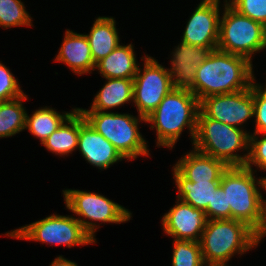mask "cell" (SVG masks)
<instances>
[{
	"instance_id": "cell-1",
	"label": "cell",
	"mask_w": 266,
	"mask_h": 266,
	"mask_svg": "<svg viewBox=\"0 0 266 266\" xmlns=\"http://www.w3.org/2000/svg\"><path fill=\"white\" fill-rule=\"evenodd\" d=\"M250 61L240 55L219 49L212 50L206 60L197 67L194 86L190 91L200 102L212 95L250 88L254 80Z\"/></svg>"
},
{
	"instance_id": "cell-2",
	"label": "cell",
	"mask_w": 266,
	"mask_h": 266,
	"mask_svg": "<svg viewBox=\"0 0 266 266\" xmlns=\"http://www.w3.org/2000/svg\"><path fill=\"white\" fill-rule=\"evenodd\" d=\"M198 110L199 100L189 89L173 88L146 121L155 124L158 145L173 147L184 126L190 127L194 140Z\"/></svg>"
},
{
	"instance_id": "cell-3",
	"label": "cell",
	"mask_w": 266,
	"mask_h": 266,
	"mask_svg": "<svg viewBox=\"0 0 266 266\" xmlns=\"http://www.w3.org/2000/svg\"><path fill=\"white\" fill-rule=\"evenodd\" d=\"M252 173L245 166H230L222 174L220 187L231 209V219L245 223L257 233L264 221L265 200L255 186Z\"/></svg>"
},
{
	"instance_id": "cell-4",
	"label": "cell",
	"mask_w": 266,
	"mask_h": 266,
	"mask_svg": "<svg viewBox=\"0 0 266 266\" xmlns=\"http://www.w3.org/2000/svg\"><path fill=\"white\" fill-rule=\"evenodd\" d=\"M201 236L203 260L209 265H225L235 251L242 253L256 246V233L234 219H208Z\"/></svg>"
},
{
	"instance_id": "cell-5",
	"label": "cell",
	"mask_w": 266,
	"mask_h": 266,
	"mask_svg": "<svg viewBox=\"0 0 266 266\" xmlns=\"http://www.w3.org/2000/svg\"><path fill=\"white\" fill-rule=\"evenodd\" d=\"M249 135L240 128L224 124L206 117L201 111L197 116V129L194 138L195 150L224 161L230 166H245L248 155L233 154L241 147H248Z\"/></svg>"
},
{
	"instance_id": "cell-6",
	"label": "cell",
	"mask_w": 266,
	"mask_h": 266,
	"mask_svg": "<svg viewBox=\"0 0 266 266\" xmlns=\"http://www.w3.org/2000/svg\"><path fill=\"white\" fill-rule=\"evenodd\" d=\"M219 24L217 49L251 60V54L266 47L265 27L242 15L230 4L225 5Z\"/></svg>"
},
{
	"instance_id": "cell-7",
	"label": "cell",
	"mask_w": 266,
	"mask_h": 266,
	"mask_svg": "<svg viewBox=\"0 0 266 266\" xmlns=\"http://www.w3.org/2000/svg\"><path fill=\"white\" fill-rule=\"evenodd\" d=\"M90 222L73 217L51 215L43 220L17 229L10 234L11 237L37 240L55 244L72 245L95 242L94 226Z\"/></svg>"
},
{
	"instance_id": "cell-8",
	"label": "cell",
	"mask_w": 266,
	"mask_h": 266,
	"mask_svg": "<svg viewBox=\"0 0 266 266\" xmlns=\"http://www.w3.org/2000/svg\"><path fill=\"white\" fill-rule=\"evenodd\" d=\"M90 125L105 137L124 158L147 155L145 140L138 132L137 119L127 114L80 111Z\"/></svg>"
},
{
	"instance_id": "cell-9",
	"label": "cell",
	"mask_w": 266,
	"mask_h": 266,
	"mask_svg": "<svg viewBox=\"0 0 266 266\" xmlns=\"http://www.w3.org/2000/svg\"><path fill=\"white\" fill-rule=\"evenodd\" d=\"M137 74L133 79V101L137 105L141 120L151 114L163 98L174 88L172 78L161 65L151 57H146L144 74Z\"/></svg>"
},
{
	"instance_id": "cell-10",
	"label": "cell",
	"mask_w": 266,
	"mask_h": 266,
	"mask_svg": "<svg viewBox=\"0 0 266 266\" xmlns=\"http://www.w3.org/2000/svg\"><path fill=\"white\" fill-rule=\"evenodd\" d=\"M199 110L208 118L238 128L254 116L253 84L242 91L206 97L199 102Z\"/></svg>"
},
{
	"instance_id": "cell-11",
	"label": "cell",
	"mask_w": 266,
	"mask_h": 266,
	"mask_svg": "<svg viewBox=\"0 0 266 266\" xmlns=\"http://www.w3.org/2000/svg\"><path fill=\"white\" fill-rule=\"evenodd\" d=\"M67 208L77 215L95 221L120 223L130 219V213L122 206L102 195L79 190H65Z\"/></svg>"
},
{
	"instance_id": "cell-12",
	"label": "cell",
	"mask_w": 266,
	"mask_h": 266,
	"mask_svg": "<svg viewBox=\"0 0 266 266\" xmlns=\"http://www.w3.org/2000/svg\"><path fill=\"white\" fill-rule=\"evenodd\" d=\"M219 0H203L186 26L183 43L217 49L219 37Z\"/></svg>"
},
{
	"instance_id": "cell-13",
	"label": "cell",
	"mask_w": 266,
	"mask_h": 266,
	"mask_svg": "<svg viewBox=\"0 0 266 266\" xmlns=\"http://www.w3.org/2000/svg\"><path fill=\"white\" fill-rule=\"evenodd\" d=\"M78 147L88 162L103 169L124 158L113 144L90 125L80 111Z\"/></svg>"
},
{
	"instance_id": "cell-14",
	"label": "cell",
	"mask_w": 266,
	"mask_h": 266,
	"mask_svg": "<svg viewBox=\"0 0 266 266\" xmlns=\"http://www.w3.org/2000/svg\"><path fill=\"white\" fill-rule=\"evenodd\" d=\"M207 220L204 210L194 208L181 201L165 214L162 225L166 233L177 240L199 242L200 240H197L196 236L199 234L198 232H201L202 235Z\"/></svg>"
},
{
	"instance_id": "cell-15",
	"label": "cell",
	"mask_w": 266,
	"mask_h": 266,
	"mask_svg": "<svg viewBox=\"0 0 266 266\" xmlns=\"http://www.w3.org/2000/svg\"><path fill=\"white\" fill-rule=\"evenodd\" d=\"M210 52L211 50L208 48L182 42L174 53L172 71L169 72L171 78L176 76L172 80L173 87L190 90L194 86L197 67L206 60Z\"/></svg>"
},
{
	"instance_id": "cell-16",
	"label": "cell",
	"mask_w": 266,
	"mask_h": 266,
	"mask_svg": "<svg viewBox=\"0 0 266 266\" xmlns=\"http://www.w3.org/2000/svg\"><path fill=\"white\" fill-rule=\"evenodd\" d=\"M186 155L176 164V169L189 181H221L228 165L198 150Z\"/></svg>"
},
{
	"instance_id": "cell-17",
	"label": "cell",
	"mask_w": 266,
	"mask_h": 266,
	"mask_svg": "<svg viewBox=\"0 0 266 266\" xmlns=\"http://www.w3.org/2000/svg\"><path fill=\"white\" fill-rule=\"evenodd\" d=\"M56 60L66 63L75 73L80 75L90 69L94 70L96 67L86 35L71 31H66L63 45Z\"/></svg>"
},
{
	"instance_id": "cell-18",
	"label": "cell",
	"mask_w": 266,
	"mask_h": 266,
	"mask_svg": "<svg viewBox=\"0 0 266 266\" xmlns=\"http://www.w3.org/2000/svg\"><path fill=\"white\" fill-rule=\"evenodd\" d=\"M106 78L134 79L138 71L132 45H118L109 55L96 63Z\"/></svg>"
},
{
	"instance_id": "cell-19",
	"label": "cell",
	"mask_w": 266,
	"mask_h": 266,
	"mask_svg": "<svg viewBox=\"0 0 266 266\" xmlns=\"http://www.w3.org/2000/svg\"><path fill=\"white\" fill-rule=\"evenodd\" d=\"M174 176L179 190L178 198L194 208L205 210L212 205L214 190L220 186L221 181H189L176 168Z\"/></svg>"
},
{
	"instance_id": "cell-20",
	"label": "cell",
	"mask_w": 266,
	"mask_h": 266,
	"mask_svg": "<svg viewBox=\"0 0 266 266\" xmlns=\"http://www.w3.org/2000/svg\"><path fill=\"white\" fill-rule=\"evenodd\" d=\"M86 37L95 64L119 45V37L113 18L99 17L96 19L90 34Z\"/></svg>"
},
{
	"instance_id": "cell-21",
	"label": "cell",
	"mask_w": 266,
	"mask_h": 266,
	"mask_svg": "<svg viewBox=\"0 0 266 266\" xmlns=\"http://www.w3.org/2000/svg\"><path fill=\"white\" fill-rule=\"evenodd\" d=\"M108 82L94 99L91 110L100 111L119 106L133 99V79L108 78Z\"/></svg>"
},
{
	"instance_id": "cell-22",
	"label": "cell",
	"mask_w": 266,
	"mask_h": 266,
	"mask_svg": "<svg viewBox=\"0 0 266 266\" xmlns=\"http://www.w3.org/2000/svg\"><path fill=\"white\" fill-rule=\"evenodd\" d=\"M66 122L70 126L63 122L57 130L42 142L48 150L65 155L78 147L79 108L74 109Z\"/></svg>"
},
{
	"instance_id": "cell-23",
	"label": "cell",
	"mask_w": 266,
	"mask_h": 266,
	"mask_svg": "<svg viewBox=\"0 0 266 266\" xmlns=\"http://www.w3.org/2000/svg\"><path fill=\"white\" fill-rule=\"evenodd\" d=\"M20 99L25 100V94L10 101L0 102V137L12 136L26 128V113Z\"/></svg>"
},
{
	"instance_id": "cell-24",
	"label": "cell",
	"mask_w": 266,
	"mask_h": 266,
	"mask_svg": "<svg viewBox=\"0 0 266 266\" xmlns=\"http://www.w3.org/2000/svg\"><path fill=\"white\" fill-rule=\"evenodd\" d=\"M72 113L60 115L53 109L37 110L31 118L26 114L25 127H28L30 132L39 137L43 142L49 137L60 125L66 121Z\"/></svg>"
},
{
	"instance_id": "cell-25",
	"label": "cell",
	"mask_w": 266,
	"mask_h": 266,
	"mask_svg": "<svg viewBox=\"0 0 266 266\" xmlns=\"http://www.w3.org/2000/svg\"><path fill=\"white\" fill-rule=\"evenodd\" d=\"M205 264L199 242L190 240L174 241L173 266H203Z\"/></svg>"
},
{
	"instance_id": "cell-26",
	"label": "cell",
	"mask_w": 266,
	"mask_h": 266,
	"mask_svg": "<svg viewBox=\"0 0 266 266\" xmlns=\"http://www.w3.org/2000/svg\"><path fill=\"white\" fill-rule=\"evenodd\" d=\"M31 24V18L19 0H0V26H21Z\"/></svg>"
},
{
	"instance_id": "cell-27",
	"label": "cell",
	"mask_w": 266,
	"mask_h": 266,
	"mask_svg": "<svg viewBox=\"0 0 266 266\" xmlns=\"http://www.w3.org/2000/svg\"><path fill=\"white\" fill-rule=\"evenodd\" d=\"M230 5L242 15L266 27V0H232Z\"/></svg>"
},
{
	"instance_id": "cell-28",
	"label": "cell",
	"mask_w": 266,
	"mask_h": 266,
	"mask_svg": "<svg viewBox=\"0 0 266 266\" xmlns=\"http://www.w3.org/2000/svg\"><path fill=\"white\" fill-rule=\"evenodd\" d=\"M18 85L10 71L0 63V102L22 97L24 93Z\"/></svg>"
},
{
	"instance_id": "cell-29",
	"label": "cell",
	"mask_w": 266,
	"mask_h": 266,
	"mask_svg": "<svg viewBox=\"0 0 266 266\" xmlns=\"http://www.w3.org/2000/svg\"><path fill=\"white\" fill-rule=\"evenodd\" d=\"M204 211L207 218L212 216L211 220L231 219V209L227 207L226 195L220 186L214 190L212 205H208Z\"/></svg>"
},
{
	"instance_id": "cell-30",
	"label": "cell",
	"mask_w": 266,
	"mask_h": 266,
	"mask_svg": "<svg viewBox=\"0 0 266 266\" xmlns=\"http://www.w3.org/2000/svg\"><path fill=\"white\" fill-rule=\"evenodd\" d=\"M253 83V102H254V115L256 116V131L255 135L259 133L266 134V89L261 91Z\"/></svg>"
},
{
	"instance_id": "cell-31",
	"label": "cell",
	"mask_w": 266,
	"mask_h": 266,
	"mask_svg": "<svg viewBox=\"0 0 266 266\" xmlns=\"http://www.w3.org/2000/svg\"><path fill=\"white\" fill-rule=\"evenodd\" d=\"M261 140L255 141V137H249V144H251V151L248 153V159L245 167L251 168L250 162L259 166V168L266 170V134Z\"/></svg>"
},
{
	"instance_id": "cell-32",
	"label": "cell",
	"mask_w": 266,
	"mask_h": 266,
	"mask_svg": "<svg viewBox=\"0 0 266 266\" xmlns=\"http://www.w3.org/2000/svg\"><path fill=\"white\" fill-rule=\"evenodd\" d=\"M266 235V201L264 203V221L260 230L256 233V244H258L259 240Z\"/></svg>"
},
{
	"instance_id": "cell-33",
	"label": "cell",
	"mask_w": 266,
	"mask_h": 266,
	"mask_svg": "<svg viewBox=\"0 0 266 266\" xmlns=\"http://www.w3.org/2000/svg\"><path fill=\"white\" fill-rule=\"evenodd\" d=\"M51 266H77V265L74 262L66 260L60 256L57 259H55V261L52 262Z\"/></svg>"
},
{
	"instance_id": "cell-34",
	"label": "cell",
	"mask_w": 266,
	"mask_h": 266,
	"mask_svg": "<svg viewBox=\"0 0 266 266\" xmlns=\"http://www.w3.org/2000/svg\"><path fill=\"white\" fill-rule=\"evenodd\" d=\"M259 184L266 189V178L260 179Z\"/></svg>"
},
{
	"instance_id": "cell-35",
	"label": "cell",
	"mask_w": 266,
	"mask_h": 266,
	"mask_svg": "<svg viewBox=\"0 0 266 266\" xmlns=\"http://www.w3.org/2000/svg\"><path fill=\"white\" fill-rule=\"evenodd\" d=\"M208 266H225V265H208Z\"/></svg>"
}]
</instances>
